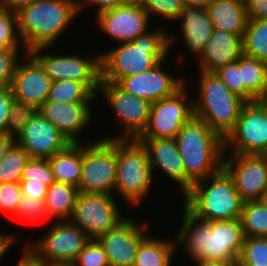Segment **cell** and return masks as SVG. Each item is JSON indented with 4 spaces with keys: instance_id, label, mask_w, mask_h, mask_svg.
Here are the masks:
<instances>
[{
    "instance_id": "cell-2",
    "label": "cell",
    "mask_w": 267,
    "mask_h": 266,
    "mask_svg": "<svg viewBox=\"0 0 267 266\" xmlns=\"http://www.w3.org/2000/svg\"><path fill=\"white\" fill-rule=\"evenodd\" d=\"M167 31L166 27L158 26L132 42L119 43V46L101 52V81L117 84L122 78L152 69L169 57L178 38L172 31Z\"/></svg>"
},
{
    "instance_id": "cell-54",
    "label": "cell",
    "mask_w": 267,
    "mask_h": 266,
    "mask_svg": "<svg viewBox=\"0 0 267 266\" xmlns=\"http://www.w3.org/2000/svg\"><path fill=\"white\" fill-rule=\"evenodd\" d=\"M263 206L267 207V188L261 194L258 200Z\"/></svg>"
},
{
    "instance_id": "cell-52",
    "label": "cell",
    "mask_w": 267,
    "mask_h": 266,
    "mask_svg": "<svg viewBox=\"0 0 267 266\" xmlns=\"http://www.w3.org/2000/svg\"><path fill=\"white\" fill-rule=\"evenodd\" d=\"M184 5L206 9L214 0H182Z\"/></svg>"
},
{
    "instance_id": "cell-5",
    "label": "cell",
    "mask_w": 267,
    "mask_h": 266,
    "mask_svg": "<svg viewBox=\"0 0 267 266\" xmlns=\"http://www.w3.org/2000/svg\"><path fill=\"white\" fill-rule=\"evenodd\" d=\"M181 198L182 208L205 222L240 219L244 204L232 177L223 167L194 183Z\"/></svg>"
},
{
    "instance_id": "cell-12",
    "label": "cell",
    "mask_w": 267,
    "mask_h": 266,
    "mask_svg": "<svg viewBox=\"0 0 267 266\" xmlns=\"http://www.w3.org/2000/svg\"><path fill=\"white\" fill-rule=\"evenodd\" d=\"M117 202L115 196L79 191L69 221L97 240L126 217Z\"/></svg>"
},
{
    "instance_id": "cell-30",
    "label": "cell",
    "mask_w": 267,
    "mask_h": 266,
    "mask_svg": "<svg viewBox=\"0 0 267 266\" xmlns=\"http://www.w3.org/2000/svg\"><path fill=\"white\" fill-rule=\"evenodd\" d=\"M97 95L84 83L72 80L52 81L49 101L61 103H94Z\"/></svg>"
},
{
    "instance_id": "cell-3",
    "label": "cell",
    "mask_w": 267,
    "mask_h": 266,
    "mask_svg": "<svg viewBox=\"0 0 267 266\" xmlns=\"http://www.w3.org/2000/svg\"><path fill=\"white\" fill-rule=\"evenodd\" d=\"M185 168V193L223 167L224 139L195 115L175 137Z\"/></svg>"
},
{
    "instance_id": "cell-50",
    "label": "cell",
    "mask_w": 267,
    "mask_h": 266,
    "mask_svg": "<svg viewBox=\"0 0 267 266\" xmlns=\"http://www.w3.org/2000/svg\"><path fill=\"white\" fill-rule=\"evenodd\" d=\"M34 1L36 0H0L3 9L14 13H18L21 9Z\"/></svg>"
},
{
    "instance_id": "cell-26",
    "label": "cell",
    "mask_w": 267,
    "mask_h": 266,
    "mask_svg": "<svg viewBox=\"0 0 267 266\" xmlns=\"http://www.w3.org/2000/svg\"><path fill=\"white\" fill-rule=\"evenodd\" d=\"M155 237L148 233L140 241L133 266H172L177 255L176 239Z\"/></svg>"
},
{
    "instance_id": "cell-22",
    "label": "cell",
    "mask_w": 267,
    "mask_h": 266,
    "mask_svg": "<svg viewBox=\"0 0 267 266\" xmlns=\"http://www.w3.org/2000/svg\"><path fill=\"white\" fill-rule=\"evenodd\" d=\"M146 148L153 176L155 172L165 173L177 184L180 195L185 194V168L175 139L137 138Z\"/></svg>"
},
{
    "instance_id": "cell-48",
    "label": "cell",
    "mask_w": 267,
    "mask_h": 266,
    "mask_svg": "<svg viewBox=\"0 0 267 266\" xmlns=\"http://www.w3.org/2000/svg\"><path fill=\"white\" fill-rule=\"evenodd\" d=\"M24 194L32 196L36 200H45L47 186L44 184L19 183Z\"/></svg>"
},
{
    "instance_id": "cell-14",
    "label": "cell",
    "mask_w": 267,
    "mask_h": 266,
    "mask_svg": "<svg viewBox=\"0 0 267 266\" xmlns=\"http://www.w3.org/2000/svg\"><path fill=\"white\" fill-rule=\"evenodd\" d=\"M185 83L172 96L151 103L146 128L138 138L175 139L182 126L194 116L193 98Z\"/></svg>"
},
{
    "instance_id": "cell-13",
    "label": "cell",
    "mask_w": 267,
    "mask_h": 266,
    "mask_svg": "<svg viewBox=\"0 0 267 266\" xmlns=\"http://www.w3.org/2000/svg\"><path fill=\"white\" fill-rule=\"evenodd\" d=\"M224 154L267 155V111L258 102H247L234 128L224 138Z\"/></svg>"
},
{
    "instance_id": "cell-10",
    "label": "cell",
    "mask_w": 267,
    "mask_h": 266,
    "mask_svg": "<svg viewBox=\"0 0 267 266\" xmlns=\"http://www.w3.org/2000/svg\"><path fill=\"white\" fill-rule=\"evenodd\" d=\"M101 94V95H100ZM98 95L106 100L108 107L116 114L114 118L119 124L120 134L101 136L102 139H137L146 128L151 103L145 99L131 95L116 83L101 81ZM119 135V136H118Z\"/></svg>"
},
{
    "instance_id": "cell-51",
    "label": "cell",
    "mask_w": 267,
    "mask_h": 266,
    "mask_svg": "<svg viewBox=\"0 0 267 266\" xmlns=\"http://www.w3.org/2000/svg\"><path fill=\"white\" fill-rule=\"evenodd\" d=\"M15 143V139L7 134L0 133V162L4 158L9 148Z\"/></svg>"
},
{
    "instance_id": "cell-41",
    "label": "cell",
    "mask_w": 267,
    "mask_h": 266,
    "mask_svg": "<svg viewBox=\"0 0 267 266\" xmlns=\"http://www.w3.org/2000/svg\"><path fill=\"white\" fill-rule=\"evenodd\" d=\"M25 53H28L26 49H4L0 52V89L11 87L16 67L21 60L20 55H26Z\"/></svg>"
},
{
    "instance_id": "cell-33",
    "label": "cell",
    "mask_w": 267,
    "mask_h": 266,
    "mask_svg": "<svg viewBox=\"0 0 267 266\" xmlns=\"http://www.w3.org/2000/svg\"><path fill=\"white\" fill-rule=\"evenodd\" d=\"M29 159V154L14 143L0 162V183H19Z\"/></svg>"
},
{
    "instance_id": "cell-6",
    "label": "cell",
    "mask_w": 267,
    "mask_h": 266,
    "mask_svg": "<svg viewBox=\"0 0 267 266\" xmlns=\"http://www.w3.org/2000/svg\"><path fill=\"white\" fill-rule=\"evenodd\" d=\"M199 74L198 93L193 99L194 115L224 139L247 102L231 92L215 73L199 71Z\"/></svg>"
},
{
    "instance_id": "cell-47",
    "label": "cell",
    "mask_w": 267,
    "mask_h": 266,
    "mask_svg": "<svg viewBox=\"0 0 267 266\" xmlns=\"http://www.w3.org/2000/svg\"><path fill=\"white\" fill-rule=\"evenodd\" d=\"M248 19H267V0H246Z\"/></svg>"
},
{
    "instance_id": "cell-24",
    "label": "cell",
    "mask_w": 267,
    "mask_h": 266,
    "mask_svg": "<svg viewBox=\"0 0 267 266\" xmlns=\"http://www.w3.org/2000/svg\"><path fill=\"white\" fill-rule=\"evenodd\" d=\"M179 21V34L184 48L190 50L193 57H200L203 47L211 38L213 25L204 8L184 5L177 18ZM181 23V24H180Z\"/></svg>"
},
{
    "instance_id": "cell-46",
    "label": "cell",
    "mask_w": 267,
    "mask_h": 266,
    "mask_svg": "<svg viewBox=\"0 0 267 266\" xmlns=\"http://www.w3.org/2000/svg\"><path fill=\"white\" fill-rule=\"evenodd\" d=\"M22 252V257L19 259L16 266H50L28 244L24 245V250Z\"/></svg>"
},
{
    "instance_id": "cell-23",
    "label": "cell",
    "mask_w": 267,
    "mask_h": 266,
    "mask_svg": "<svg viewBox=\"0 0 267 266\" xmlns=\"http://www.w3.org/2000/svg\"><path fill=\"white\" fill-rule=\"evenodd\" d=\"M242 36L228 31L213 29L211 38L197 59L199 71L214 73L243 55Z\"/></svg>"
},
{
    "instance_id": "cell-11",
    "label": "cell",
    "mask_w": 267,
    "mask_h": 266,
    "mask_svg": "<svg viewBox=\"0 0 267 266\" xmlns=\"http://www.w3.org/2000/svg\"><path fill=\"white\" fill-rule=\"evenodd\" d=\"M52 224L40 239L25 243L50 266H72L90 238L69 220H55Z\"/></svg>"
},
{
    "instance_id": "cell-20",
    "label": "cell",
    "mask_w": 267,
    "mask_h": 266,
    "mask_svg": "<svg viewBox=\"0 0 267 266\" xmlns=\"http://www.w3.org/2000/svg\"><path fill=\"white\" fill-rule=\"evenodd\" d=\"M92 103H61L46 100L38 109L71 143H83L80 137L93 118Z\"/></svg>"
},
{
    "instance_id": "cell-34",
    "label": "cell",
    "mask_w": 267,
    "mask_h": 266,
    "mask_svg": "<svg viewBox=\"0 0 267 266\" xmlns=\"http://www.w3.org/2000/svg\"><path fill=\"white\" fill-rule=\"evenodd\" d=\"M237 266H267V237H245Z\"/></svg>"
},
{
    "instance_id": "cell-16",
    "label": "cell",
    "mask_w": 267,
    "mask_h": 266,
    "mask_svg": "<svg viewBox=\"0 0 267 266\" xmlns=\"http://www.w3.org/2000/svg\"><path fill=\"white\" fill-rule=\"evenodd\" d=\"M94 20L104 36L110 37L116 44L134 41L153 25L149 14L137 0L102 12L96 15Z\"/></svg>"
},
{
    "instance_id": "cell-44",
    "label": "cell",
    "mask_w": 267,
    "mask_h": 266,
    "mask_svg": "<svg viewBox=\"0 0 267 266\" xmlns=\"http://www.w3.org/2000/svg\"><path fill=\"white\" fill-rule=\"evenodd\" d=\"M131 1L132 0H75V3L78 16H80V13L82 14L84 9L89 7H91L92 10L94 8V16H96L102 12L129 4Z\"/></svg>"
},
{
    "instance_id": "cell-28",
    "label": "cell",
    "mask_w": 267,
    "mask_h": 266,
    "mask_svg": "<svg viewBox=\"0 0 267 266\" xmlns=\"http://www.w3.org/2000/svg\"><path fill=\"white\" fill-rule=\"evenodd\" d=\"M78 192V187L54 181L47 188L44 200L48 216L53 220L56 219V221L69 220Z\"/></svg>"
},
{
    "instance_id": "cell-32",
    "label": "cell",
    "mask_w": 267,
    "mask_h": 266,
    "mask_svg": "<svg viewBox=\"0 0 267 266\" xmlns=\"http://www.w3.org/2000/svg\"><path fill=\"white\" fill-rule=\"evenodd\" d=\"M239 220L245 237H267V207L259 201L244 202Z\"/></svg>"
},
{
    "instance_id": "cell-31",
    "label": "cell",
    "mask_w": 267,
    "mask_h": 266,
    "mask_svg": "<svg viewBox=\"0 0 267 266\" xmlns=\"http://www.w3.org/2000/svg\"><path fill=\"white\" fill-rule=\"evenodd\" d=\"M242 82L245 88L258 100L267 94V63L242 55L239 58Z\"/></svg>"
},
{
    "instance_id": "cell-21",
    "label": "cell",
    "mask_w": 267,
    "mask_h": 266,
    "mask_svg": "<svg viewBox=\"0 0 267 266\" xmlns=\"http://www.w3.org/2000/svg\"><path fill=\"white\" fill-rule=\"evenodd\" d=\"M51 84L41 65L27 53L16 67L11 89L14 99L39 109L48 99Z\"/></svg>"
},
{
    "instance_id": "cell-18",
    "label": "cell",
    "mask_w": 267,
    "mask_h": 266,
    "mask_svg": "<svg viewBox=\"0 0 267 266\" xmlns=\"http://www.w3.org/2000/svg\"><path fill=\"white\" fill-rule=\"evenodd\" d=\"M166 61L168 59L162 60L152 69L122 78L117 85L125 92L150 103L170 97L188 81L183 76L174 77L162 69L167 66Z\"/></svg>"
},
{
    "instance_id": "cell-39",
    "label": "cell",
    "mask_w": 267,
    "mask_h": 266,
    "mask_svg": "<svg viewBox=\"0 0 267 266\" xmlns=\"http://www.w3.org/2000/svg\"><path fill=\"white\" fill-rule=\"evenodd\" d=\"M138 3L147 11L150 18L159 17V21L176 22L181 9L184 7L182 0H137ZM152 15V16H151Z\"/></svg>"
},
{
    "instance_id": "cell-53",
    "label": "cell",
    "mask_w": 267,
    "mask_h": 266,
    "mask_svg": "<svg viewBox=\"0 0 267 266\" xmlns=\"http://www.w3.org/2000/svg\"><path fill=\"white\" fill-rule=\"evenodd\" d=\"M238 262H220V261H210V262H199L195 261V266H237Z\"/></svg>"
},
{
    "instance_id": "cell-17",
    "label": "cell",
    "mask_w": 267,
    "mask_h": 266,
    "mask_svg": "<svg viewBox=\"0 0 267 266\" xmlns=\"http://www.w3.org/2000/svg\"><path fill=\"white\" fill-rule=\"evenodd\" d=\"M146 223L125 217L97 239L107 254L109 266H133L139 243L150 230Z\"/></svg>"
},
{
    "instance_id": "cell-57",
    "label": "cell",
    "mask_w": 267,
    "mask_h": 266,
    "mask_svg": "<svg viewBox=\"0 0 267 266\" xmlns=\"http://www.w3.org/2000/svg\"><path fill=\"white\" fill-rule=\"evenodd\" d=\"M1 10H3V8H2L1 2H0V11H1Z\"/></svg>"
},
{
    "instance_id": "cell-4",
    "label": "cell",
    "mask_w": 267,
    "mask_h": 266,
    "mask_svg": "<svg viewBox=\"0 0 267 266\" xmlns=\"http://www.w3.org/2000/svg\"><path fill=\"white\" fill-rule=\"evenodd\" d=\"M16 14L18 32L28 52L44 46L52 49L78 17L75 0H36Z\"/></svg>"
},
{
    "instance_id": "cell-40",
    "label": "cell",
    "mask_w": 267,
    "mask_h": 266,
    "mask_svg": "<svg viewBox=\"0 0 267 266\" xmlns=\"http://www.w3.org/2000/svg\"><path fill=\"white\" fill-rule=\"evenodd\" d=\"M20 221L24 220L29 224L36 222L42 223V221L51 220L47 214L44 200H36L32 196L22 193L19 207L14 215Z\"/></svg>"
},
{
    "instance_id": "cell-56",
    "label": "cell",
    "mask_w": 267,
    "mask_h": 266,
    "mask_svg": "<svg viewBox=\"0 0 267 266\" xmlns=\"http://www.w3.org/2000/svg\"><path fill=\"white\" fill-rule=\"evenodd\" d=\"M5 48L0 44V52H2Z\"/></svg>"
},
{
    "instance_id": "cell-38",
    "label": "cell",
    "mask_w": 267,
    "mask_h": 266,
    "mask_svg": "<svg viewBox=\"0 0 267 266\" xmlns=\"http://www.w3.org/2000/svg\"><path fill=\"white\" fill-rule=\"evenodd\" d=\"M54 182L48 159L30 158L22 171L19 183L44 184L49 187Z\"/></svg>"
},
{
    "instance_id": "cell-37",
    "label": "cell",
    "mask_w": 267,
    "mask_h": 266,
    "mask_svg": "<svg viewBox=\"0 0 267 266\" xmlns=\"http://www.w3.org/2000/svg\"><path fill=\"white\" fill-rule=\"evenodd\" d=\"M37 112L38 109L35 106L13 99L5 134L16 139Z\"/></svg>"
},
{
    "instance_id": "cell-45",
    "label": "cell",
    "mask_w": 267,
    "mask_h": 266,
    "mask_svg": "<svg viewBox=\"0 0 267 266\" xmlns=\"http://www.w3.org/2000/svg\"><path fill=\"white\" fill-rule=\"evenodd\" d=\"M13 99L11 87L0 89V133H6Z\"/></svg>"
},
{
    "instance_id": "cell-9",
    "label": "cell",
    "mask_w": 267,
    "mask_h": 266,
    "mask_svg": "<svg viewBox=\"0 0 267 266\" xmlns=\"http://www.w3.org/2000/svg\"><path fill=\"white\" fill-rule=\"evenodd\" d=\"M47 49L51 51L49 46H44L34 48L28 53L41 65L52 81L81 82L97 95L101 82V52L82 56L81 54H56L52 51L45 53Z\"/></svg>"
},
{
    "instance_id": "cell-27",
    "label": "cell",
    "mask_w": 267,
    "mask_h": 266,
    "mask_svg": "<svg viewBox=\"0 0 267 266\" xmlns=\"http://www.w3.org/2000/svg\"><path fill=\"white\" fill-rule=\"evenodd\" d=\"M48 162L55 182L78 187L82 170V142L70 143L64 150L48 158Z\"/></svg>"
},
{
    "instance_id": "cell-15",
    "label": "cell",
    "mask_w": 267,
    "mask_h": 266,
    "mask_svg": "<svg viewBox=\"0 0 267 266\" xmlns=\"http://www.w3.org/2000/svg\"><path fill=\"white\" fill-rule=\"evenodd\" d=\"M223 168L244 202L258 201L267 188V155L224 154Z\"/></svg>"
},
{
    "instance_id": "cell-36",
    "label": "cell",
    "mask_w": 267,
    "mask_h": 266,
    "mask_svg": "<svg viewBox=\"0 0 267 266\" xmlns=\"http://www.w3.org/2000/svg\"><path fill=\"white\" fill-rule=\"evenodd\" d=\"M0 44L5 49H26L18 32L17 14L5 9L0 11Z\"/></svg>"
},
{
    "instance_id": "cell-19",
    "label": "cell",
    "mask_w": 267,
    "mask_h": 266,
    "mask_svg": "<svg viewBox=\"0 0 267 266\" xmlns=\"http://www.w3.org/2000/svg\"><path fill=\"white\" fill-rule=\"evenodd\" d=\"M30 158L48 159L71 142L38 111L15 139Z\"/></svg>"
},
{
    "instance_id": "cell-8",
    "label": "cell",
    "mask_w": 267,
    "mask_h": 266,
    "mask_svg": "<svg viewBox=\"0 0 267 266\" xmlns=\"http://www.w3.org/2000/svg\"><path fill=\"white\" fill-rule=\"evenodd\" d=\"M92 141L82 143V170L78 190L115 196L117 139L98 137Z\"/></svg>"
},
{
    "instance_id": "cell-49",
    "label": "cell",
    "mask_w": 267,
    "mask_h": 266,
    "mask_svg": "<svg viewBox=\"0 0 267 266\" xmlns=\"http://www.w3.org/2000/svg\"><path fill=\"white\" fill-rule=\"evenodd\" d=\"M18 234L14 233H0V260L4 257L7 251L10 250V247H14L13 245L18 241ZM17 239V240H16Z\"/></svg>"
},
{
    "instance_id": "cell-35",
    "label": "cell",
    "mask_w": 267,
    "mask_h": 266,
    "mask_svg": "<svg viewBox=\"0 0 267 266\" xmlns=\"http://www.w3.org/2000/svg\"><path fill=\"white\" fill-rule=\"evenodd\" d=\"M214 73L224 82L231 92L244 101H257V99L245 88L244 82H242V69H239V59L219 68Z\"/></svg>"
},
{
    "instance_id": "cell-25",
    "label": "cell",
    "mask_w": 267,
    "mask_h": 266,
    "mask_svg": "<svg viewBox=\"0 0 267 266\" xmlns=\"http://www.w3.org/2000/svg\"><path fill=\"white\" fill-rule=\"evenodd\" d=\"M206 10L214 29L244 34L248 21L245 0H214Z\"/></svg>"
},
{
    "instance_id": "cell-1",
    "label": "cell",
    "mask_w": 267,
    "mask_h": 266,
    "mask_svg": "<svg viewBox=\"0 0 267 266\" xmlns=\"http://www.w3.org/2000/svg\"><path fill=\"white\" fill-rule=\"evenodd\" d=\"M182 213L175 236L177 251L183 246L193 262H238L245 238L239 219L205 222L184 208Z\"/></svg>"
},
{
    "instance_id": "cell-43",
    "label": "cell",
    "mask_w": 267,
    "mask_h": 266,
    "mask_svg": "<svg viewBox=\"0 0 267 266\" xmlns=\"http://www.w3.org/2000/svg\"><path fill=\"white\" fill-rule=\"evenodd\" d=\"M22 197L19 183H0V212L16 214Z\"/></svg>"
},
{
    "instance_id": "cell-42",
    "label": "cell",
    "mask_w": 267,
    "mask_h": 266,
    "mask_svg": "<svg viewBox=\"0 0 267 266\" xmlns=\"http://www.w3.org/2000/svg\"><path fill=\"white\" fill-rule=\"evenodd\" d=\"M72 266H109L107 254L96 239H90Z\"/></svg>"
},
{
    "instance_id": "cell-55",
    "label": "cell",
    "mask_w": 267,
    "mask_h": 266,
    "mask_svg": "<svg viewBox=\"0 0 267 266\" xmlns=\"http://www.w3.org/2000/svg\"><path fill=\"white\" fill-rule=\"evenodd\" d=\"M267 111V94L257 100Z\"/></svg>"
},
{
    "instance_id": "cell-7",
    "label": "cell",
    "mask_w": 267,
    "mask_h": 266,
    "mask_svg": "<svg viewBox=\"0 0 267 266\" xmlns=\"http://www.w3.org/2000/svg\"><path fill=\"white\" fill-rule=\"evenodd\" d=\"M153 179L145 146L137 139H117L115 195L135 208L152 191Z\"/></svg>"
},
{
    "instance_id": "cell-29",
    "label": "cell",
    "mask_w": 267,
    "mask_h": 266,
    "mask_svg": "<svg viewBox=\"0 0 267 266\" xmlns=\"http://www.w3.org/2000/svg\"><path fill=\"white\" fill-rule=\"evenodd\" d=\"M242 44L243 55L267 63V19H248Z\"/></svg>"
}]
</instances>
